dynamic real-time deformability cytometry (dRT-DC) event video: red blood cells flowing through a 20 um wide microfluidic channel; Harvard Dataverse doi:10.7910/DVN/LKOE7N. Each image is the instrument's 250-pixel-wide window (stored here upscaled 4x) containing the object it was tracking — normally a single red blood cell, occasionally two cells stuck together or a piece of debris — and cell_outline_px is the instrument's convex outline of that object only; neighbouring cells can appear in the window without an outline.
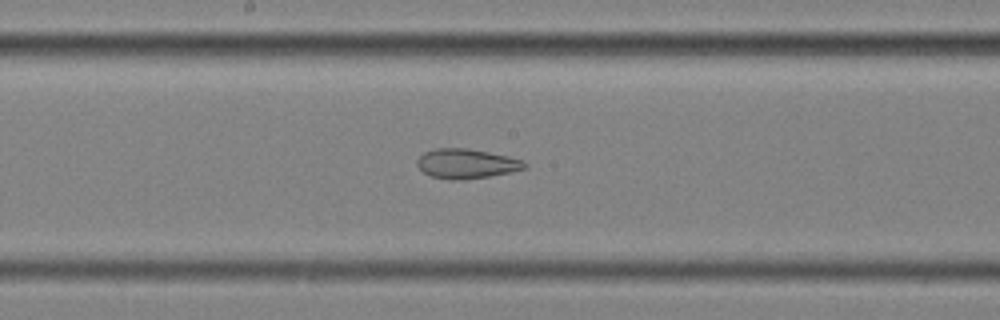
{"species": "common noctule bat (a hibernating species)", "species_latin": "Nyctalus noctula", "temperature_condition": "cold", "stored_images_in_passage": 55, "segment_of_instrument_passage": [2, 2], "camera_frame_rate_fps": 3000, "um_per_image_px": 0.085, "animal": {"sex": "female", "body_mass_g": 25.1}, "frame": {"image": 1, "passage_image": 31, "time_ms": 10.0, "image_size_px": [1000, 320], "cell_outline_px": [[528, 168], [512, 172], [464, 180], [452, 180], [432, 176], [424, 172], [416, 164], [416, 160], [424, 152], [436, 148], [468, 148], [508, 156], [520, 160], [528, 164]], "centroid_in_image_um": [39.66, 13.91], "position_along_channel_um": 208.5, "area_um2": 18.55}}
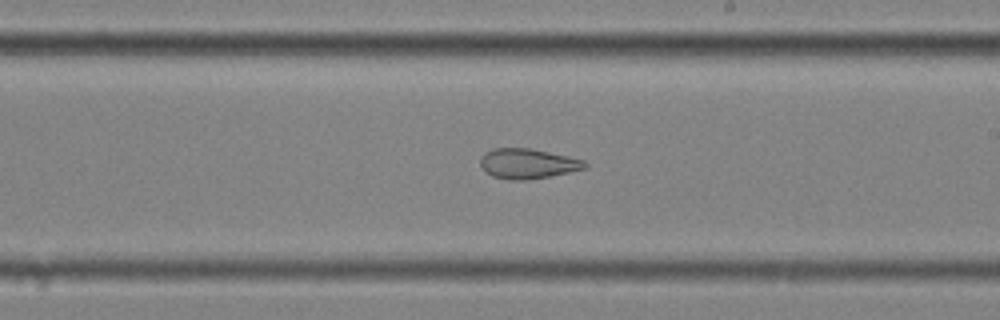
{"frame": {"image": 2, "passage_image": 34, "time_ms": 11.0, "image_size_px": [1000, 320], "cell_outline_px": [[588, 168], [548, 176], [524, 180], [512, 180], [492, 176], [484, 172], [480, 164], [480, 156], [484, 152], [492, 148], [528, 148], [568, 156], [584, 160], [588, 164]], "centroid_in_image_um": [44.82, 13.9], "position_along_channel_um": 244.2, "area_um2": 18.32}}
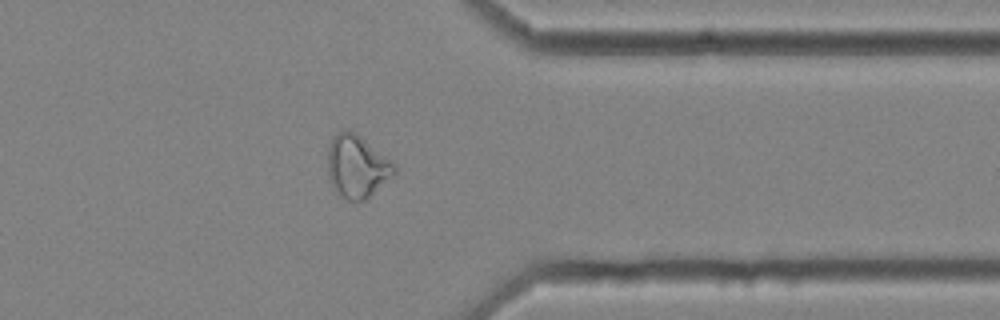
{"frame": {"image": 3, "passage_image": 46, "time_ms": 15.0, "image_size_px": [1000, 320], "cell_outline_px": [[396, 172], [392, 176], [364, 200], [348, 200], [340, 196], [336, 192], [328, 176], [328, 148], [332, 136], [336, 132], [348, 128], [356, 132], [392, 160], [396, 164]], "centroid_in_image_um": [30.33, 14.09], "position_along_channel_um": 381.1, "area_um2": 24.45}}